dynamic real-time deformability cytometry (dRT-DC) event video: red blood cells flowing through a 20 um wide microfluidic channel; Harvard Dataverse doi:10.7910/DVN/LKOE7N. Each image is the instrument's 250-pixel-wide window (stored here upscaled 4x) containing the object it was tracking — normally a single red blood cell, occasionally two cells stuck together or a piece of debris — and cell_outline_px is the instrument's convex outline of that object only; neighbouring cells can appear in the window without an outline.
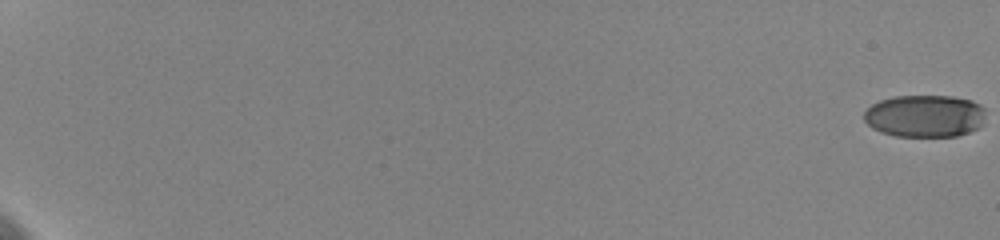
{"species": "human", "species_latin": "Homo sapiens", "temperature_condition": "cold", "stored_images_in_passage": 61, "camera_frame_rate_fps": 3000, "um_per_image_px": 0.085, "donor": {"sex": "female"}, "frame": {"image": 1, "passage_image": 1, "time_ms": 0.0, "image_size_px": [1000, 240], "cell_outline_px": [[984, 124], [968, 132], [956, 136], [896, 136], [880, 132], [872, 128], [864, 120], [864, 112], [872, 104], [880, 100], [896, 96], [952, 96], [972, 100], [980, 104], [984, 108]], "centroid_in_image_um": [78.62, 9.85], "position_along_channel_um": 6.4, "area_um2": 30.11}}
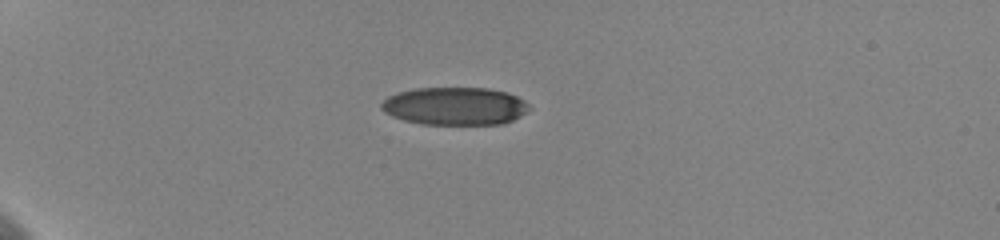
{"frame": {"image": 2, "passage_image": 20, "time_ms": 6.333, "image_size_px": [1000, 240], "cell_outline_px": [[532, 108], [520, 116], [504, 124], [420, 124], [404, 120], [392, 116], [384, 112], [380, 108], [380, 104], [388, 96], [400, 92], [416, 88], [488, 88], [508, 92], [524, 100]], "centroid_in_image_um": [38.68, 9.02], "position_along_channel_um": 46.3, "area_um2": 32.71}}
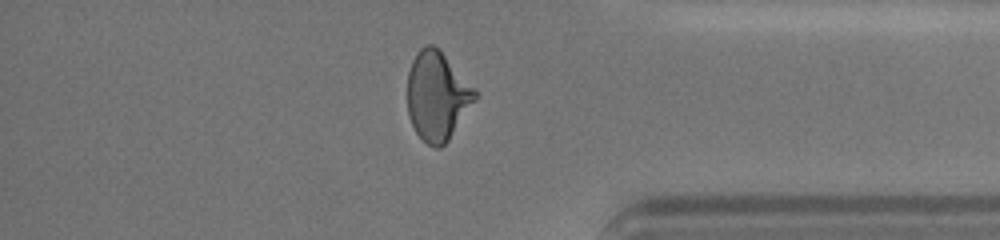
{"frame": {"image": 3, "passage_image": 54, "time_ms": 17.667, "image_size_px": [1000, 240], "cell_outline_px": [[476, 100], [448, 140], [440, 148], [432, 148], [416, 132], [412, 124], [408, 112], [408, 72], [412, 60], [416, 52], [420, 48], [428, 44], [432, 44], [440, 48], [476, 92]], "centroid_in_image_um": [37.14, 8.14], "position_along_channel_um": 398.1, "area_um2": 34.68}, "authors_computed_cell_mechanics": {"area_um2": 33.9286, "velocity_mm_per_s": 3.6023, "shape_relaxation_time_tau1_ms": 4.5213, "shape_relaxation_time_tau2_ms": 1.6109, "deformation_change_tau1": 0.155, "deformation_change_tau2": 0.0847}}